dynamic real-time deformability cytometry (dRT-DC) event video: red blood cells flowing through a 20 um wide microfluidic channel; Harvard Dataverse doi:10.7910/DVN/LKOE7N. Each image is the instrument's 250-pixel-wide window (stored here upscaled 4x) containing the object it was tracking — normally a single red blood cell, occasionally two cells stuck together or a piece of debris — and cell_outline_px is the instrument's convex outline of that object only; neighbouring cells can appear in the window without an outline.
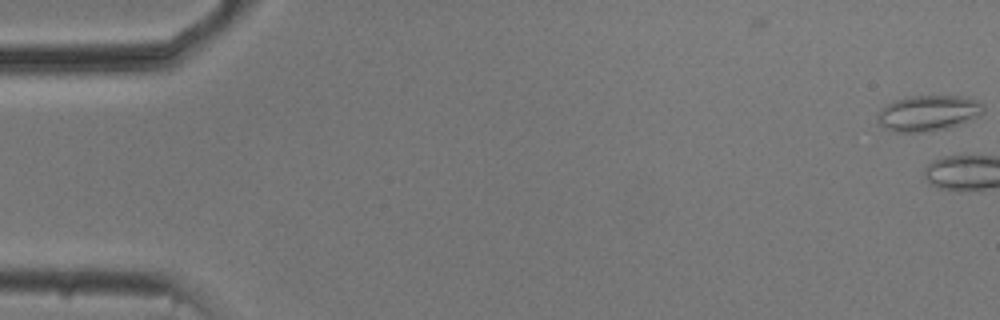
{"species": "common noctule bat (a hibernating species)", "species_latin": "Nyctalus noctula", "temperature_condition": "cold", "stored_images_in_passage": 2, "camera_frame_rate_fps": 3000, "um_per_image_px": 0.085, "animal": {"sex": "male", "body_mass_g": 20.5, "forearm_length_mm": 52.5}, "frame": {"image": 1, "passage_image": 2, "time_ms": 0.333, "image_size_px": [1000, 320], "cell_outline_px": [[984, 112], [980, 116], [960, 124], [948, 128], [924, 132], [896, 132], [880, 124], [876, 120], [876, 116], [888, 104], [896, 100], [912, 96], [960, 96], [976, 100], [984, 104]], "centroid_in_image_um": [78.95, 9.62], "position_along_channel_um": 6.1, "area_um2": 21.85}}